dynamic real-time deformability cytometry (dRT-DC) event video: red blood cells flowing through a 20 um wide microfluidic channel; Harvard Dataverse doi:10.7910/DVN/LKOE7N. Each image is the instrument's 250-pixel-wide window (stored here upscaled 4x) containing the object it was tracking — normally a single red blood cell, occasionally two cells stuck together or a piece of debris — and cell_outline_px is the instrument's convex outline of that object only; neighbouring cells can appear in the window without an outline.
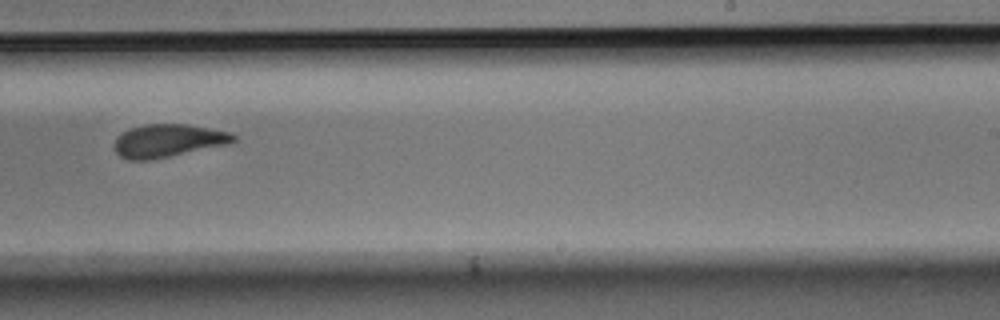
{"species": "Egyptian fruit bat (a non-hibernating species)", "species_latin": "Rousettus aegyptiacus", "temperature_condition": "room temperature", "stored_images_in_passage": 15, "camera_frame_rate_fps": 3000, "um_per_image_px": 0.085, "animal": {"sex": "male"}, "frame": {"image": 1, "passage_image": 9, "time_ms": 2.667, "image_size_px": [1000, 320], "cell_outline_px": [[236, 140], [228, 144], [148, 160], [128, 160], [120, 156], [112, 148], [116, 136], [132, 128], [144, 124], [188, 124], [228, 132], [236, 136]], "centroid_in_image_um": [14.23, 11.95], "position_along_channel_um": 274.8, "area_um2": 22.66}}
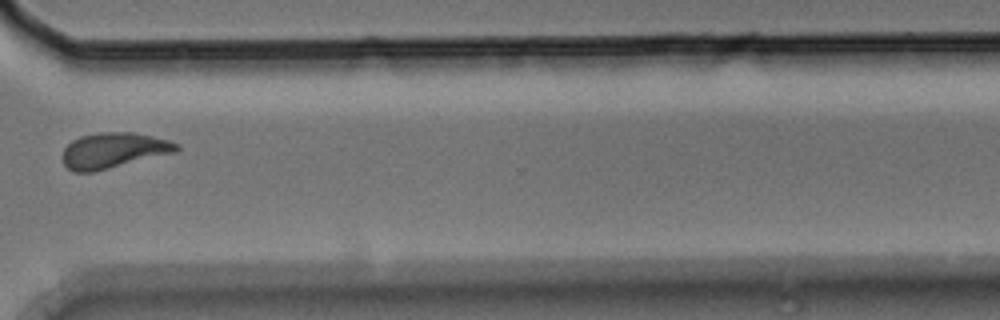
{"frame": {"image": 2, "passage_image": 11, "time_ms": 3.333, "image_size_px": [1000, 320], "cell_outline_px": [[180, 148], [176, 152], [92, 172], [72, 172], [64, 164], [64, 148], [72, 140], [80, 136], [100, 132], [132, 132], [152, 136], [168, 140], [180, 144]], "centroid_in_image_um": [9.66, 12.78], "position_along_channel_um": 360.9, "area_um2": 23.41}}
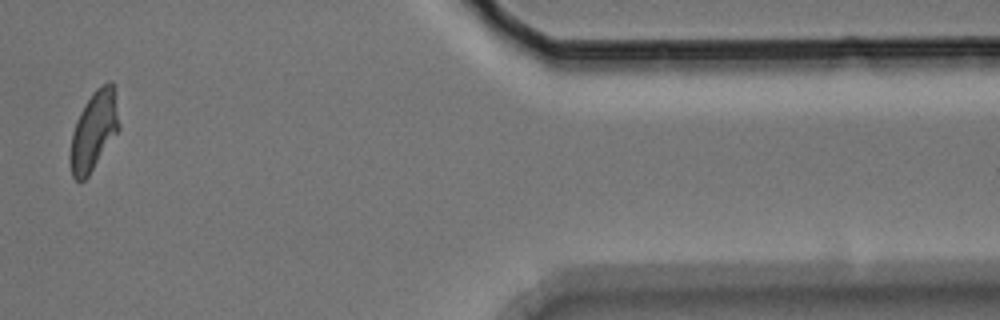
{"frame": {"image": 3, "passage_image": 13, "time_ms": 4.0, "image_size_px": [1000, 320], "cell_outline_px": [[120, 128], [88, 176], [84, 180], [76, 180], [72, 176], [68, 156], [72, 132], [76, 120], [84, 104], [92, 92], [96, 88], [108, 80], [112, 80], [120, 124]], "centroid_in_image_um": [7.95, 11.1], "position_along_channel_um": 403.4, "area_um2": 22.6}}